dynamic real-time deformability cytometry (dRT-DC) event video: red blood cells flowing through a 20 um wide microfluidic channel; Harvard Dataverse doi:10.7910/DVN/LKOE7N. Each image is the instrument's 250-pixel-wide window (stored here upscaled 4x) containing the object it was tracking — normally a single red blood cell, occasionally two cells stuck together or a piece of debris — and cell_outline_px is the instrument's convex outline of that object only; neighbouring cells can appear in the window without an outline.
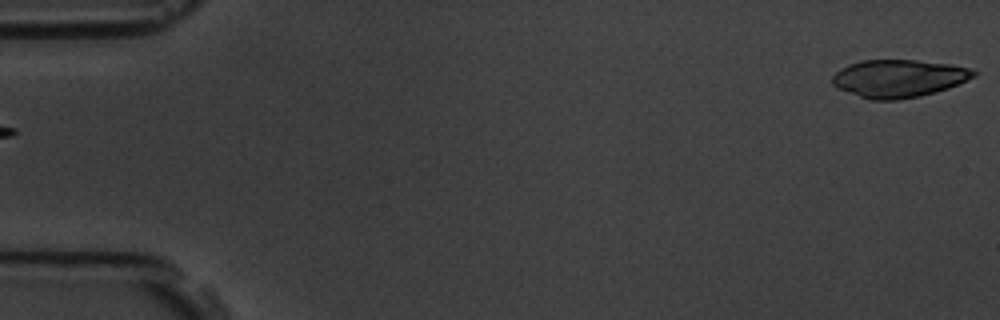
{"species": "common noctule bat (a hibernating species)", "species_latin": "Nyctalus noctula", "temperature_condition": "room temperature", "stored_images_in_passage": 4, "camera_frame_rate_fps": 3000, "um_per_image_px": 0.085, "animal": {"sex": "male", "body_mass_g": 19.5, "forearm_length_mm": 54.6}, "frame": {"image": 1, "passage_image": 4, "time_ms": 4.333, "image_size_px": [1000, 320], "cell_outline_px": [[976, 76], [948, 88], [936, 92], [920, 96], [896, 100], [872, 100], [836, 88], [832, 84], [832, 76], [840, 68], [848, 64], [864, 60], [916, 60], [948, 64], [972, 68], [976, 72]], "centroid_in_image_um": [76.38, 6.66], "position_along_channel_um": 8.6, "area_um2": 31.04}}